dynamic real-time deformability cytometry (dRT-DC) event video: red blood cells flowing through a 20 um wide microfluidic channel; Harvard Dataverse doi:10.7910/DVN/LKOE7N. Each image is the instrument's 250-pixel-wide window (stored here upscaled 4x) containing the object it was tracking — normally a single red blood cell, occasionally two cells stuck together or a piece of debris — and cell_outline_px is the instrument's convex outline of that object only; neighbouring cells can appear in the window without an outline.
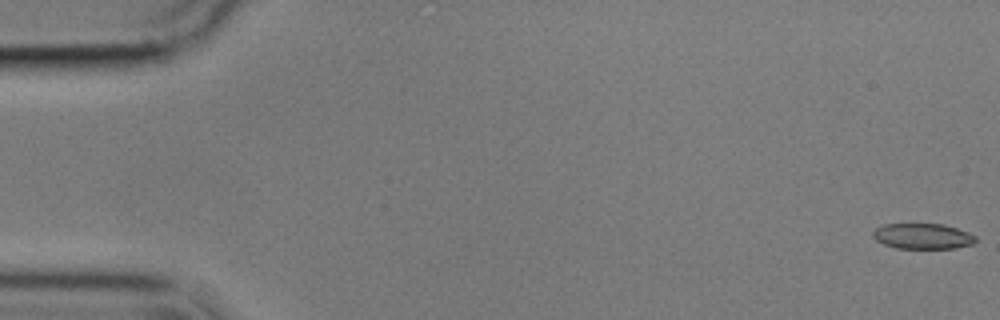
{"species": "common noctule bat (a hibernating species)", "species_latin": "Nyctalus noctula", "temperature_condition": "cold", "stored_images_in_passage": 57, "camera_frame_rate_fps": 3000, "um_per_image_px": 0.085, "animal": {"sex": "male", "body_mass_g": 17.9}, "frame": {"image": 1, "passage_image": 1, "time_ms": 0.0, "image_size_px": [1000, 320], "cell_outline_px": [[976, 240], [972, 244], [956, 248], [896, 248], [884, 244], [876, 240], [872, 236], [872, 232], [880, 224], [944, 224], [968, 232], [976, 236]], "centroid_in_image_um": [78.41, 20.07], "position_along_channel_um": 6.6, "area_um2": 15.32}}
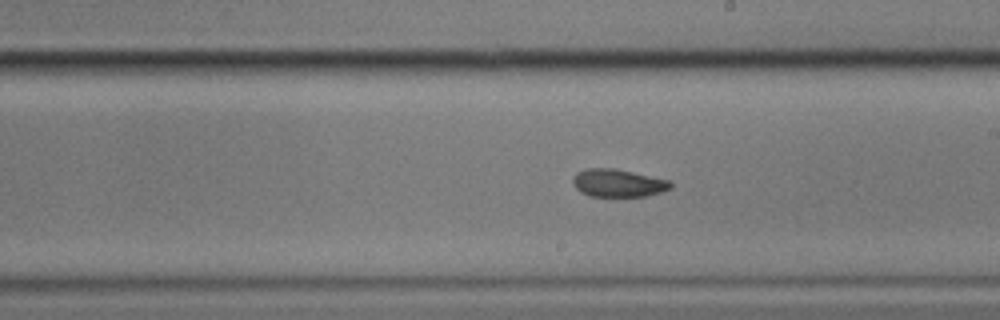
{"frame": {"image": 2, "passage_image": 32, "time_ms": 10.333, "image_size_px": [1000, 320], "cell_outline_px": [[672, 188], [660, 192], [644, 196], [588, 196], [580, 192], [572, 184], [572, 176], [576, 172], [584, 168], [616, 168], [672, 180]], "centroid_in_image_um": [52.52, 15.54], "position_along_channel_um": 236.5, "area_um2": 16.18}}
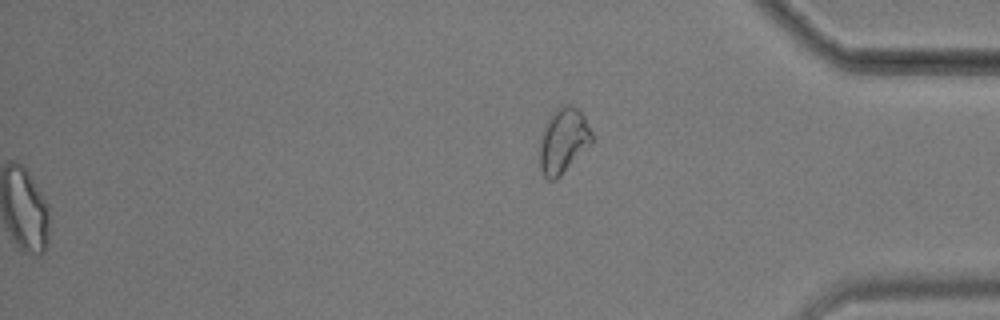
{"frame": {"image": 3, "passage_image": 57, "time_ms": 18.667, "image_size_px": [1000, 320], "cell_outline_px": [[592, 144], [556, 180], [548, 180], [540, 172], [540, 140], [544, 124], [548, 116], [560, 104], [572, 104], [584, 116], [592, 132]], "centroid_in_image_um": [47.87, 11.94], "position_along_channel_um": 387.3, "area_um2": 20.17}, "authors_computed_cell_mechanics": {"area_um2": 16.762, "velocity_mm_per_s": 3.5661, "shape_relaxation_time_tau1_ms": 7.9262, "shape_relaxation_time_tau2_ms": 2.8298, "deformation_change_tau1": 0.1454, "deformation_change_tau2": 0.0771}}